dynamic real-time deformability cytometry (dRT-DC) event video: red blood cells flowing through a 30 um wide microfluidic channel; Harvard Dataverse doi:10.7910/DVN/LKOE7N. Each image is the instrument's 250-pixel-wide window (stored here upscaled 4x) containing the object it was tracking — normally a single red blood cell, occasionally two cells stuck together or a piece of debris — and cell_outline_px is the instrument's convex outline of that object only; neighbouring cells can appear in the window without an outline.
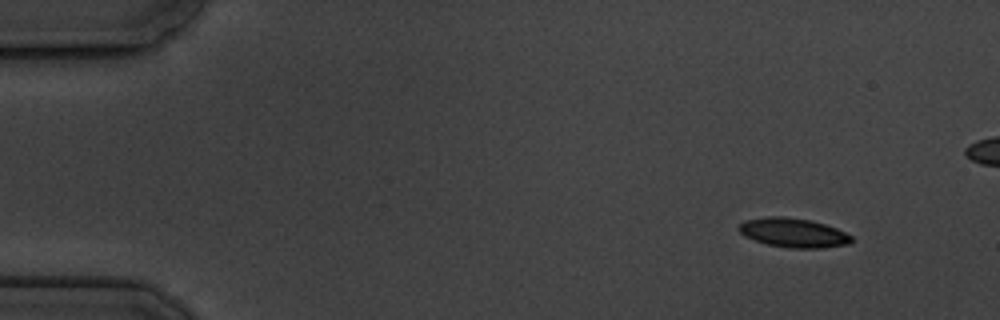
{"species": "common noctule bat (a hibernating species)", "species_latin": "Nyctalus noctula", "temperature_condition": "cold", "stored_images_in_passage": 5, "camera_frame_rate_fps": 3000, "um_per_image_px": 0.085, "animal": {"sex": "male", "body_mass_g": 19.5, "forearm_length_mm": 54.6}, "frame": {"image": 1, "passage_image": 1, "time_ms": 0.0, "image_size_px": [1000, 320], "cell_outline_px": [[852, 240], [848, 244], [820, 248], [788, 248], [768, 244], [744, 236], [736, 228], [744, 220], [768, 216], [784, 216], [812, 220], [836, 228], [852, 236]], "centroid_in_image_um": [67.41, 19.77], "position_along_channel_um": 17.6, "area_um2": 19.19}}